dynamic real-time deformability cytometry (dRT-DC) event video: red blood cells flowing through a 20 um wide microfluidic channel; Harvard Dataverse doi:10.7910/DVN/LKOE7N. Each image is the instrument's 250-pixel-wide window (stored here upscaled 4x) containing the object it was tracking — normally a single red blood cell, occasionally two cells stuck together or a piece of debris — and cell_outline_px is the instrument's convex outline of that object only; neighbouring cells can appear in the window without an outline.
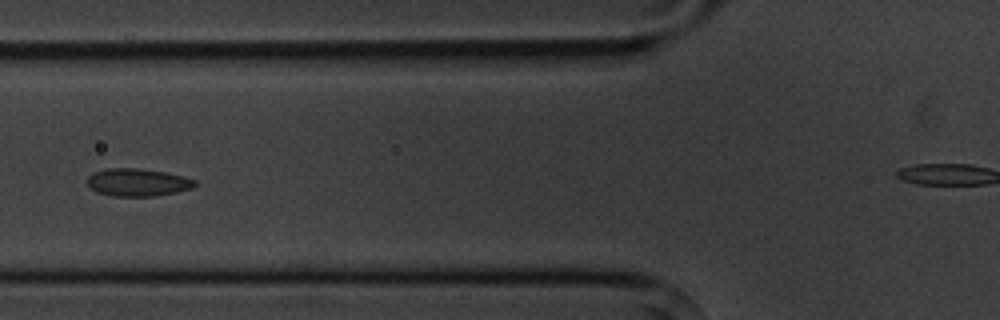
{"species": "common noctule bat (a hibernating species)", "species_latin": "Nyctalus noctula", "temperature_condition": "cold", "stored_images_in_passage": 8, "segment_of_instrument_passage": [1, 2], "camera_frame_rate_fps": 3000, "um_per_image_px": 0.085, "animal": {"sex": "male", "body_mass_g": 20.1, "forearm_length_mm": 53.5}, "frame": {"image": 1, "passage_image": 5, "time_ms": 5.0, "image_size_px": [1000, 320], "cell_outline_px": [[196, 184], [192, 188], [176, 192], [156, 196], [112, 196], [96, 192], [88, 184], [88, 176], [92, 172], [108, 168], [140, 168], [164, 172], [184, 176], [196, 180]], "centroid_in_image_um": [11.7, 15.5], "position_along_channel_um": 114.1, "area_um2": 17.4}}
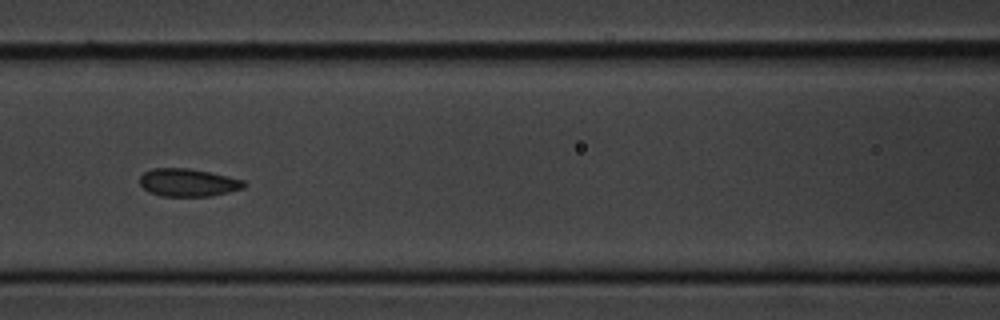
{"frame": {"image": 2, "passage_image": 6, "time_ms": 6.0, "image_size_px": [1000, 320], "cell_outline_px": [[248, 184], [244, 188], [228, 192], [208, 196], [160, 196], [148, 192], [140, 184], [140, 176], [144, 172], [152, 168], [188, 168], [228, 176], [244, 180]], "centroid_in_image_um": [15.98, 15.52], "position_along_channel_um": 150.6, "area_um2": 16.94}}
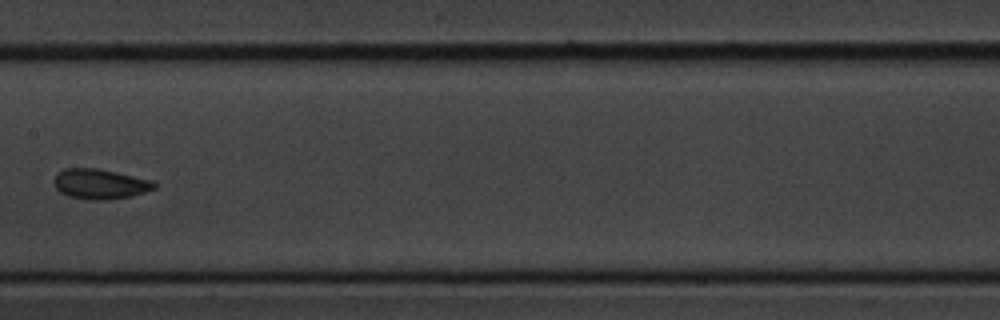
{"frame": {"image": 3, "passage_image": 7, "time_ms": 7.333, "image_size_px": [1000, 320], "cell_outline_px": [[156, 188], [132, 196], [108, 200], [88, 200], [68, 196], [60, 192], [56, 188], [52, 180], [56, 172], [64, 168], [100, 168], [152, 180], [156, 184]], "centroid_in_image_um": [8.47, 15.63], "position_along_channel_um": 198.9, "area_um2": 17.92}}